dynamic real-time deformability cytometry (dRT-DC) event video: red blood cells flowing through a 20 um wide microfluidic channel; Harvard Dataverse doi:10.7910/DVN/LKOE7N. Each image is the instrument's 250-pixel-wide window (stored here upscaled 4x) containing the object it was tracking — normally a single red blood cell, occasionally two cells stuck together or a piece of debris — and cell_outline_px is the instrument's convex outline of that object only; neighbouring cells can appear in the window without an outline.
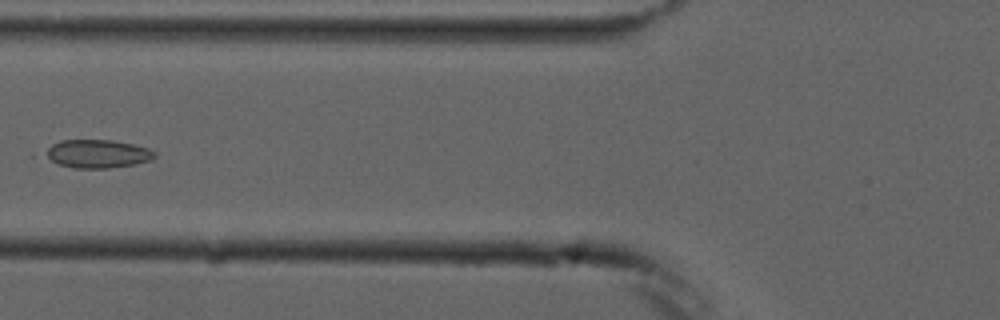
{"species": "common noctule bat (a hibernating species)", "species_latin": "Nyctalus noctula", "temperature_condition": "cold", "stored_images_in_passage": 7, "camera_frame_rate_fps": 3000, "um_per_image_px": 0.085, "animal": {"sex": "male", "forearm_length_mm": 52.5}, "frame": {"image": 1, "passage_image": 6, "time_ms": 5.667, "image_size_px": [1000, 320], "cell_outline_px": [[156, 156], [152, 160], [132, 164], [108, 168], [76, 168], [60, 164], [44, 156], [40, 152], [52, 144], [60, 140], [112, 140], [132, 144], [148, 148], [156, 152]], "centroid_in_image_um": [8.25, 13.06], "position_along_channel_um": 117.6, "area_um2": 18.03}}
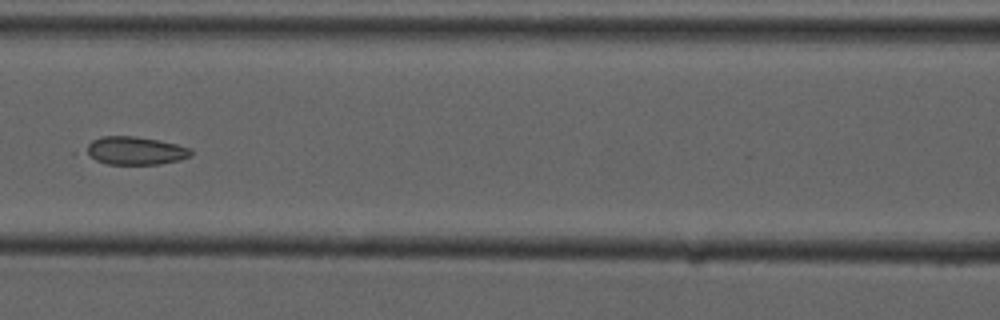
{"frame": {"image": 2, "passage_image": 7, "time_ms": 6.667, "image_size_px": [1000, 320], "cell_outline_px": [[192, 156], [180, 160], [160, 164], [108, 164], [72, 152], [92, 140], [100, 136], [136, 136], [160, 140], [192, 148]], "centroid_in_image_um": [11.32, 12.8], "position_along_channel_um": 155.3, "area_um2": 18.15}}